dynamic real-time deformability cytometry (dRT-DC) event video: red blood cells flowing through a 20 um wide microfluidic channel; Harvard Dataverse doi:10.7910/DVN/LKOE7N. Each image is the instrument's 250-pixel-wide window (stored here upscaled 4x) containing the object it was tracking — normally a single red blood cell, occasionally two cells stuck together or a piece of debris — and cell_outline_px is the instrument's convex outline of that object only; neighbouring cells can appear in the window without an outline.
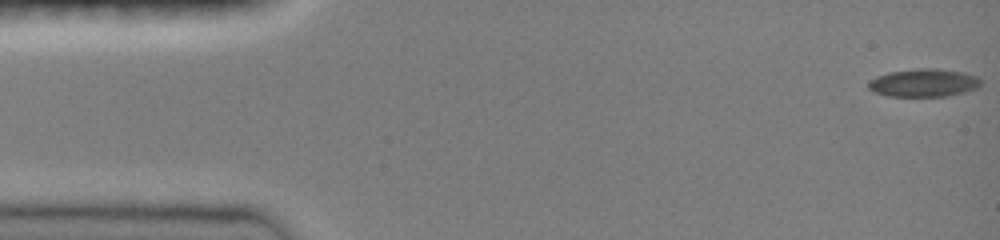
{"species": "common noctule bat (a hibernating species)", "species_latin": "Nyctalus noctula", "temperature_condition": "room temperature", "stored_images_in_passage": 48, "camera_frame_rate_fps": 3000, "um_per_image_px": 0.085, "animal": {"sex": "female", "body_mass_g": 19.0, "forearm_length_mm": 51.5}, "frame": {"image": 1, "passage_image": 1, "time_ms": 0.0, "image_size_px": [1000, 240], "cell_outline_px": [[984, 80], [976, 88], [964, 92], [948, 96], [888, 96], [872, 92], [868, 88], [868, 80], [876, 76], [888, 72], [920, 68], [936, 68], [964, 72], [976, 76]], "centroid_in_image_um": [78.5, 7.03], "position_along_channel_um": 6.5, "area_um2": 18.55}}
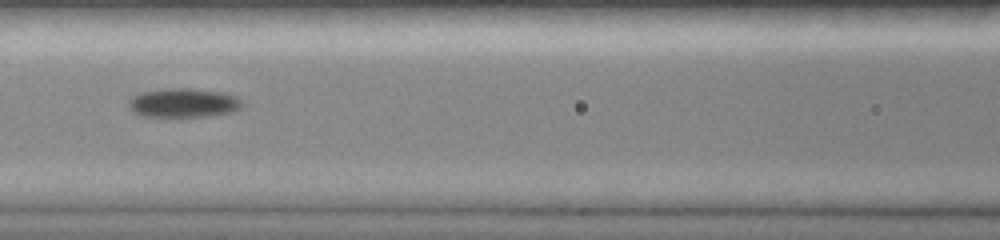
{"frame": {"image": 2, "passage_image": 21, "time_ms": 6.667, "image_size_px": [1000, 240], "cell_outline_px": [[244, 104], [240, 108], [232, 112], [208, 116], [140, 116], [128, 104], [128, 100], [132, 96], [140, 92], [160, 88], [196, 88], [224, 92], [240, 96], [244, 100]], "centroid_in_image_um": [15.66, 8.71], "position_along_channel_um": 150.9, "area_um2": 19.65}}
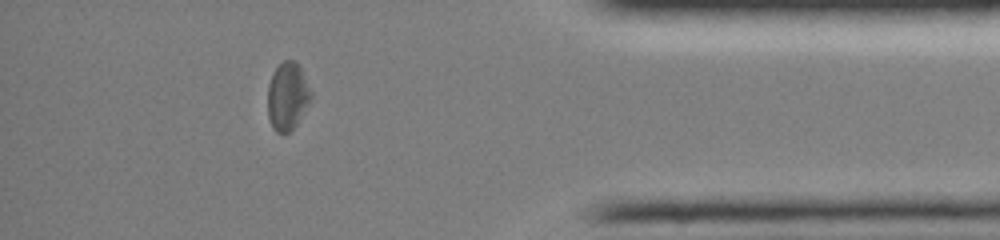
{"frame": {"image": 3, "passage_image": 42, "time_ms": 13.667, "image_size_px": [1000, 240], "cell_outline_px": [[312, 96], [296, 124], [288, 132], [276, 132], [272, 128], [268, 116], [268, 84], [272, 72], [284, 60], [296, 60], [300, 64], [312, 92]], "centroid_in_image_um": [24.43, 8.13], "position_along_channel_um": 410.8, "area_um2": 17.11}, "authors_computed_cell_mechanics": {"area_um2": 18.3515, "velocity_mm_per_s": 4.0236, "shape_relaxation_time_tau1_ms": 7.5438, "shape_relaxation_time_tau2_ms": null, "deformation_change_tau1": 0.1422, "deformation_change_tau2": null}}